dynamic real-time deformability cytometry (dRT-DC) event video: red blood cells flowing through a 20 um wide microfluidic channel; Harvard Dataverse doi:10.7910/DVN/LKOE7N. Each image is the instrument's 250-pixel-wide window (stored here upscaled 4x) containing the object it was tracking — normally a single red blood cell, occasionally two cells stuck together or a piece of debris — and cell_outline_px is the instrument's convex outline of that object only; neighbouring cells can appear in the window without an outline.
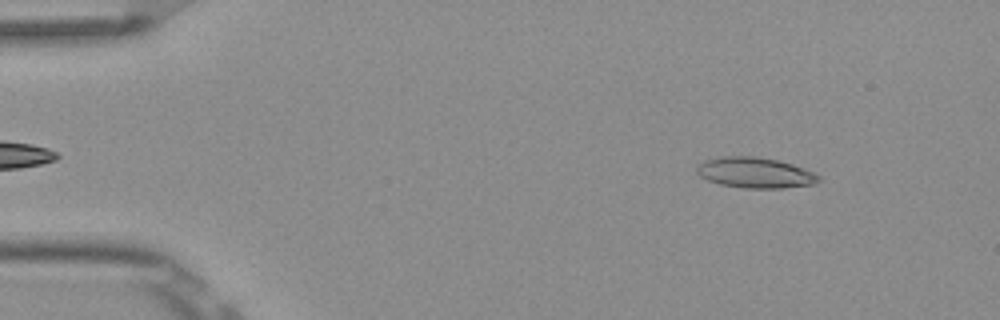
{"species": "Egyptian fruit bat (a non-hibernating species)", "species_latin": "Rousettus aegyptiacus", "temperature_condition": "room temperature", "stored_images_in_passage": 5, "camera_frame_rate_fps": 3000, "um_per_image_px": 0.085, "frame": {"image": 1, "passage_image": 1, "time_ms": 0.0, "image_size_px": [1000, 320], "cell_outline_px": [[820, 180], [816, 184], [784, 188], [744, 188], [720, 184], [708, 180], [700, 176], [696, 172], [696, 168], [704, 160], [720, 156], [756, 156], [776, 160], [792, 164], [804, 168], [820, 176]], "centroid_in_image_um": [64.19, 14.68], "position_along_channel_um": 20.8, "area_um2": 21.79}}
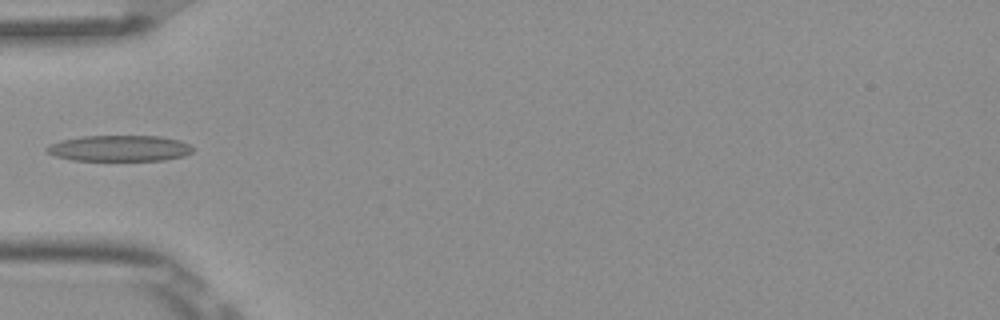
{"frame": {"image": 2, "passage_image": 4, "time_ms": 1.0, "image_size_px": [1000, 320], "cell_outline_px": [[192, 152], [184, 156], [164, 160], [72, 160], [56, 156], [48, 152], [44, 148], [60, 140], [84, 136], [160, 136], [180, 140], [188, 144], [192, 148]], "centroid_in_image_um": [10.17, 12.6], "position_along_channel_um": 74.8, "area_um2": 21.96}}
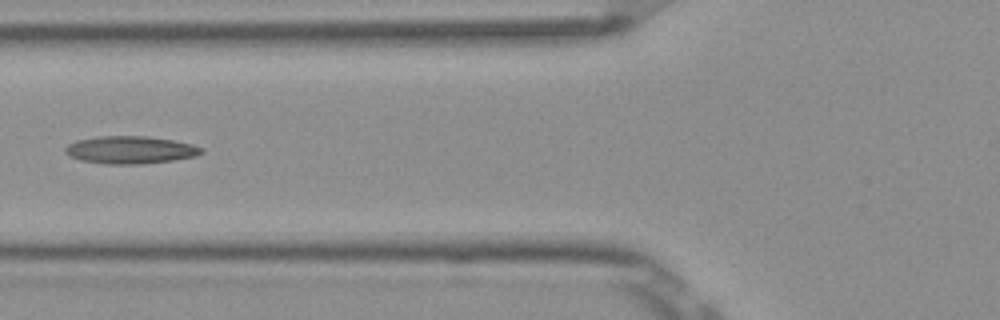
{"frame": {"image": 3, "passage_image": 5, "time_ms": 1.333, "image_size_px": [1000, 320], "cell_outline_px": [[204, 152], [196, 156], [172, 160], [144, 164], [108, 164], [80, 160], [64, 152], [64, 148], [68, 144], [76, 140], [96, 136], [148, 136], [172, 140], [192, 144], [204, 148]], "centroid_in_image_um": [11.08, 12.73], "position_along_channel_um": 114.7, "area_um2": 21.96}}